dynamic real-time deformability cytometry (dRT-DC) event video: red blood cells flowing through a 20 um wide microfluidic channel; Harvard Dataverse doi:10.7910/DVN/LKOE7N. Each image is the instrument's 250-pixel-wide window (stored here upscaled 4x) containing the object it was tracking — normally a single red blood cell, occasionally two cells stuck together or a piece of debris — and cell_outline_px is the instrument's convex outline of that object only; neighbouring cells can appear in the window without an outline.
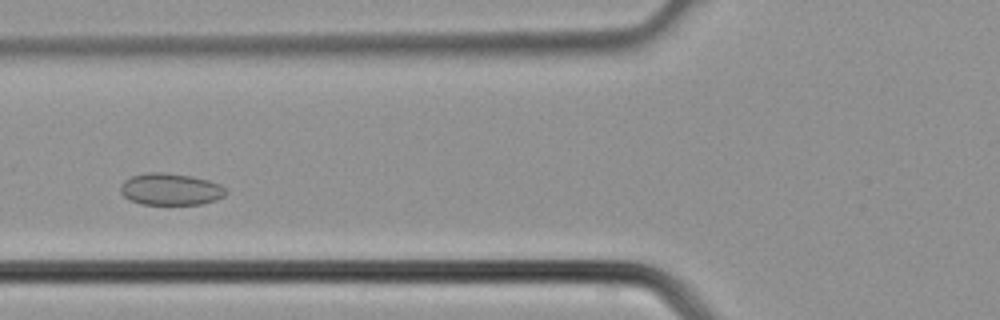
{"species": "common noctule bat (a hibernating species)", "species_latin": "Nyctalus noctula", "temperature_condition": "cold", "stored_images_in_passage": 41, "camera_frame_rate_fps": 3000, "um_per_image_px": 0.085, "animal": {"sex": "male", "body_mass_g": 21.5, "forearm_length_mm": 52.0}, "frame": {"image": 1, "passage_image": 17, "time_ms": 5.333, "image_size_px": [1000, 320], "cell_outline_px": [[228, 192], [224, 196], [216, 200], [200, 204], [140, 204], [124, 196], [120, 192], [120, 184], [124, 180], [132, 176], [148, 172], [160, 172], [192, 176], [208, 180], [220, 184]], "centroid_in_image_um": [14.49, 16.08], "position_along_channel_um": 111.3, "area_um2": 19.54}}
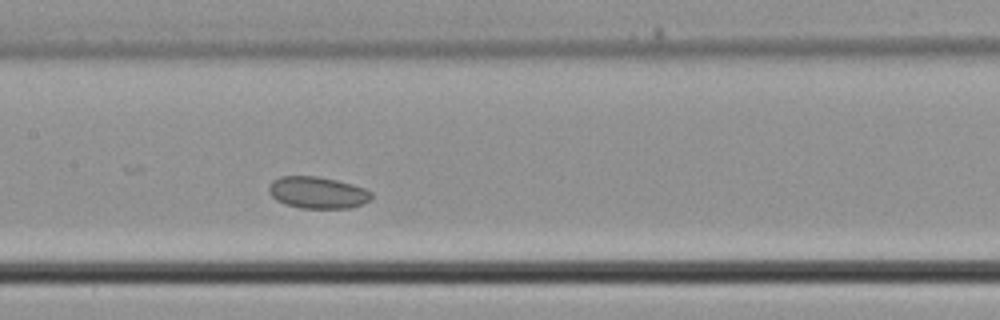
{"frame": {"image": 2, "passage_image": 21, "time_ms": 6.667, "image_size_px": [1000, 320], "cell_outline_px": [[372, 196], [364, 204], [352, 208], [300, 208], [284, 204], [276, 200], [268, 192], [268, 184], [272, 180], [280, 176], [316, 176], [336, 180], [352, 184], [364, 188], [372, 192]], "centroid_in_image_um": [26.97, 16.37], "position_along_channel_um": 180.4, "area_um2": 19.19}}
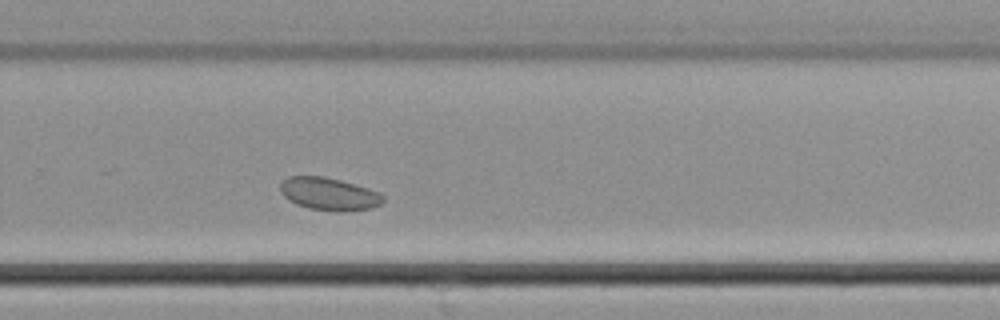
{"frame": {"image": 3, "passage_image": 28, "time_ms": 9.0, "image_size_px": [1000, 320], "cell_outline_px": [[384, 200], [380, 204], [372, 208], [308, 208], [296, 204], [288, 200], [280, 192], [280, 184], [288, 176], [324, 176], [340, 180], [368, 188], [380, 192], [384, 196]], "centroid_in_image_um": [27.92, 16.42], "position_along_channel_um": 301.9, "area_um2": 18.73}}